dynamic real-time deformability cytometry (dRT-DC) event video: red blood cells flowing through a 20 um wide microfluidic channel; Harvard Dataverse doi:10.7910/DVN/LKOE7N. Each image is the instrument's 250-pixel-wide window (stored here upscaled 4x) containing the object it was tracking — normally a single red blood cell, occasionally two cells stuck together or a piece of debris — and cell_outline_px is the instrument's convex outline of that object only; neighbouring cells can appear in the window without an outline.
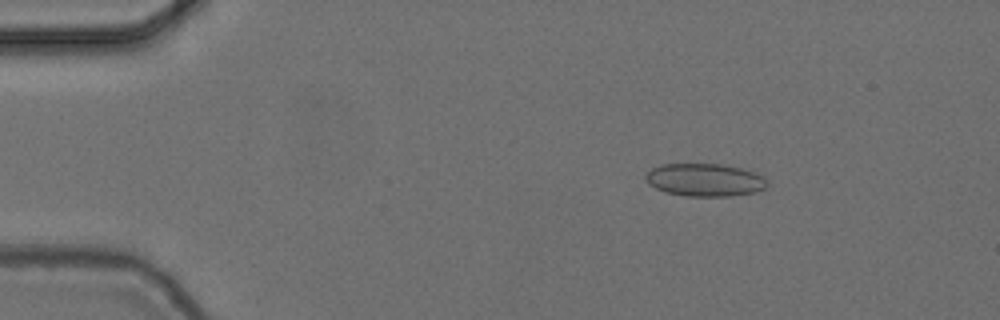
{"species": "common noctule bat (a hibernating species)", "species_latin": "Nyctalus noctula", "temperature_condition": "cold", "stored_images_in_passage": 55, "camera_frame_rate_fps": 3000, "um_per_image_px": 0.085, "animal": {"sex": "female", "body_mass_g": 24.6, "forearm_length_mm": 56.2}, "frame": {"image": 1, "passage_image": 9, "time_ms": 2.667, "image_size_px": [1000, 320], "cell_outline_px": [[768, 184], [764, 188], [756, 192], [732, 196], [688, 196], [668, 192], [656, 188], [648, 184], [644, 180], [644, 176], [652, 168], [660, 164], [720, 164], [740, 168], [756, 172], [764, 176], [768, 180]], "centroid_in_image_um": [59.93, 15.29], "position_along_channel_um": 25.1, "area_um2": 23.35}}
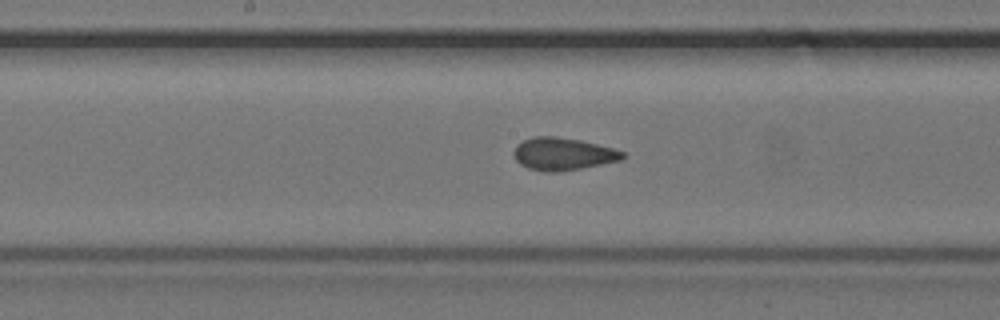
{"frame": {"image": 2, "passage_image": 29, "time_ms": 9.333, "image_size_px": [1000, 320], "cell_outline_px": [[628, 156], [620, 160], [580, 168], [556, 172], [544, 172], [528, 168], [520, 164], [516, 160], [512, 152], [516, 144], [524, 140], [536, 136], [556, 136], [580, 140], [612, 148], [624, 152]], "centroid_in_image_um": [47.82, 13.08], "position_along_channel_um": 200.4, "area_um2": 20.58}}
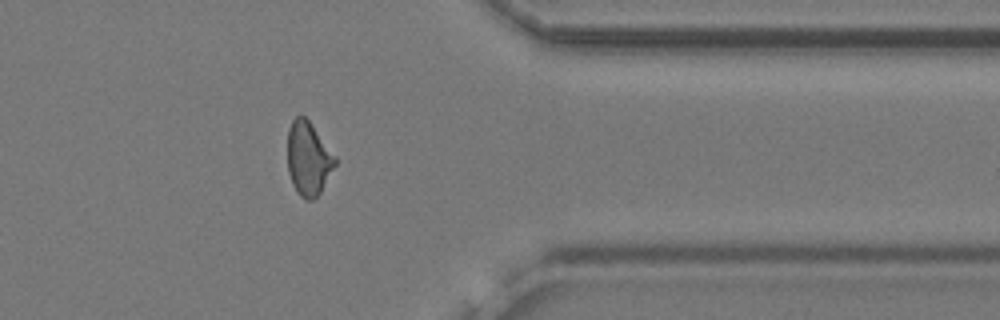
{"frame": {"image": 3, "passage_image": 45, "time_ms": 14.667, "image_size_px": [1000, 320], "cell_outline_px": [[336, 164], [320, 192], [312, 200], [304, 200], [300, 196], [292, 184], [288, 172], [288, 128], [292, 120], [296, 116], [304, 116], [308, 120], [336, 156]], "centroid_in_image_um": [26.2, 13.49], "position_along_channel_um": 385.2, "area_um2": 20.29}, "authors_computed_cell_mechanics": {"area_um2": 20.6346, "velocity_mm_per_s": 3.7196, "shape_relaxation_time_tau1_ms": 7.9571, "shape_relaxation_time_tau2_ms": 1.2836, "deformation_change_tau1": 0.1529, "deformation_change_tau2": 0.0672}}